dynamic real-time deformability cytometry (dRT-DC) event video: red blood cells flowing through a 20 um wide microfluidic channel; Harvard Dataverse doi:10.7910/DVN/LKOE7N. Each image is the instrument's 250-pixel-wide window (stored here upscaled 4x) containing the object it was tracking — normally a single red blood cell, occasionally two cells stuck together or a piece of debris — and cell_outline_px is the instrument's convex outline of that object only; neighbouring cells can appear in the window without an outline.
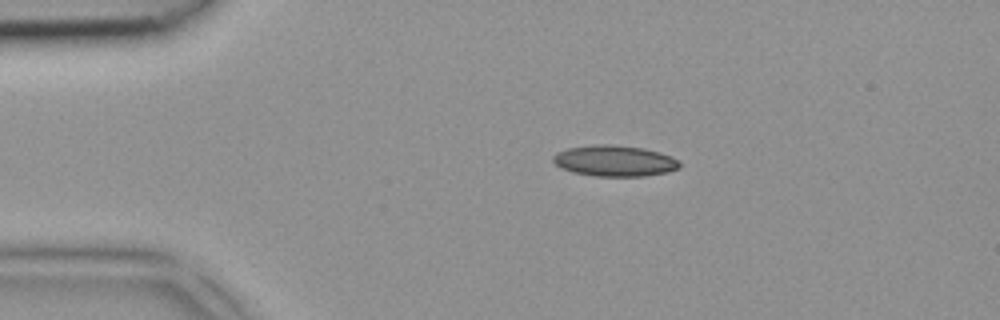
{"species": "common noctule bat (a hibernating species)", "species_latin": "Nyctalus noctula", "temperature_condition": "room temperature", "stored_images_in_passage": 2, "camera_frame_rate_fps": 3000, "um_per_image_px": 0.085, "animal": {"sex": "female", "body_mass_g": 18.4}, "frame": {"image": 1, "passage_image": 1, "time_ms": 0.0, "image_size_px": [1000, 320], "cell_outline_px": [[680, 168], [668, 172], [644, 176], [596, 176], [572, 172], [556, 164], [552, 160], [552, 156], [556, 152], [568, 148], [596, 144], [612, 144], [644, 148], [660, 152], [672, 156], [680, 160]], "centroid_in_image_um": [52.28, 13.66], "position_along_channel_um": 32.7, "area_um2": 23.0}}